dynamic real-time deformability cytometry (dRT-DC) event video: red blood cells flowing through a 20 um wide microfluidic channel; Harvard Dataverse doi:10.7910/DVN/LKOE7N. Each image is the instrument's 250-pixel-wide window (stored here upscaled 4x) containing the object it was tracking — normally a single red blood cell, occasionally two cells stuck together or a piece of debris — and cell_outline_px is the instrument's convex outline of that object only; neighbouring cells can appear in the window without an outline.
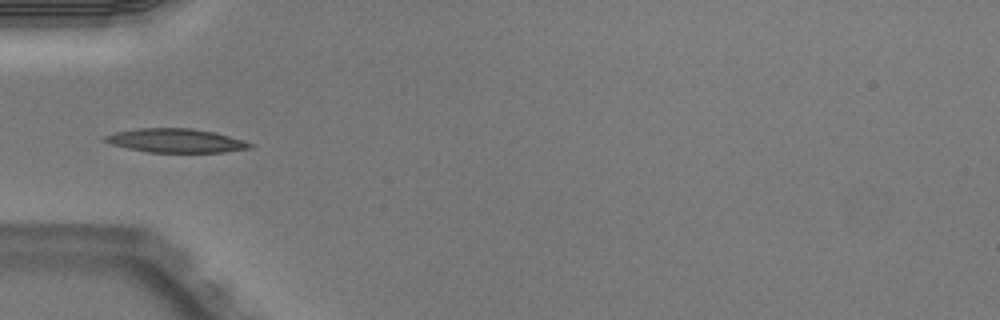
{"species": "Egyptian fruit bat (a non-hibernating species)", "species_latin": "Rousettus aegyptiacus", "temperature_condition": "warm", "stored_images_in_passage": 6, "camera_frame_rate_fps": 3000, "um_per_image_px": 0.085, "animal": {"sex": "male"}, "frame": {"image": 1, "passage_image": 5, "time_ms": 1.333, "image_size_px": [1000, 320], "cell_outline_px": [[252, 148], [224, 152], [148, 152], [128, 148], [112, 144], [100, 140], [100, 136], [116, 132], [136, 128], [192, 128], [216, 132], [244, 140], [252, 144]], "centroid_in_image_um": [14.91, 11.94], "position_along_channel_um": 70.1, "area_um2": 20.35}}